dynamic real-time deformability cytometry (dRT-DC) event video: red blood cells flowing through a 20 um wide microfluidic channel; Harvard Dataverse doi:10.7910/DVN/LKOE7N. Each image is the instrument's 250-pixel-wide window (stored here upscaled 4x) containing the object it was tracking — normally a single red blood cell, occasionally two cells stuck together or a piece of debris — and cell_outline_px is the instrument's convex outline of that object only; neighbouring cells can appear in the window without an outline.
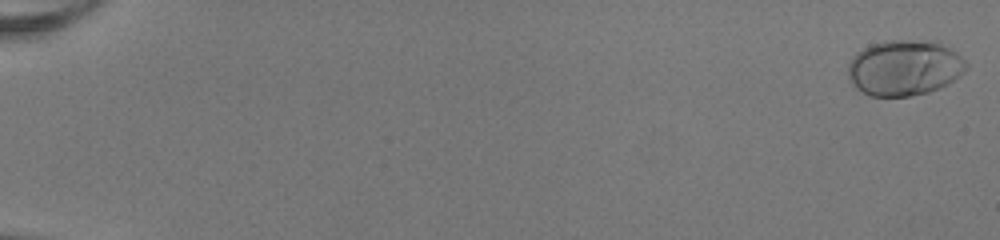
{"species": "human", "species_latin": "Homo sapiens", "temperature_condition": "room temperature", "stored_images_in_passage": 52, "camera_frame_rate_fps": 3000, "um_per_image_px": 0.085, "donor": {"sex": "female"}, "frame": {"image": 1, "passage_image": 1, "time_ms": 0.0, "image_size_px": [1000, 240], "cell_outline_px": [[968, 68], [960, 76], [948, 84], [940, 88], [928, 92], [908, 96], [868, 96], [856, 88], [852, 84], [848, 76], [848, 64], [852, 56], [856, 52], [868, 44], [884, 40], [940, 40], [952, 48], [968, 64]], "centroid_in_image_um": [76.88, 5.73], "position_along_channel_um": 8.1, "area_um2": 39.19}}
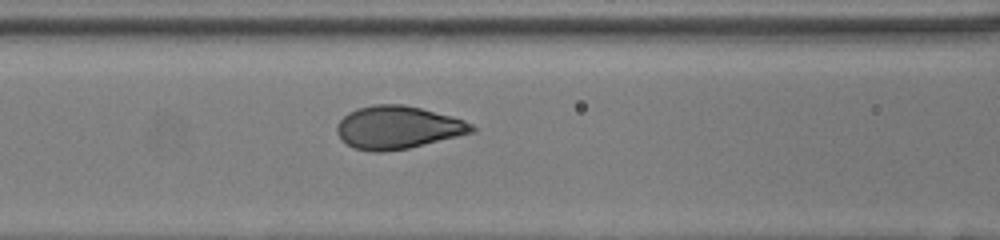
{"frame": {"image": 2, "passage_image": 25, "time_ms": 8.0, "image_size_px": [1000, 240], "cell_outline_px": [[476, 132], [408, 148], [384, 152], [372, 152], [352, 148], [340, 140], [336, 132], [336, 124], [348, 112], [356, 108], [372, 104], [404, 104], [452, 116], [464, 120], [472, 124], [476, 128]], "centroid_in_image_um": [33.78, 10.84], "position_along_channel_um": 132.8, "area_um2": 34.1}}
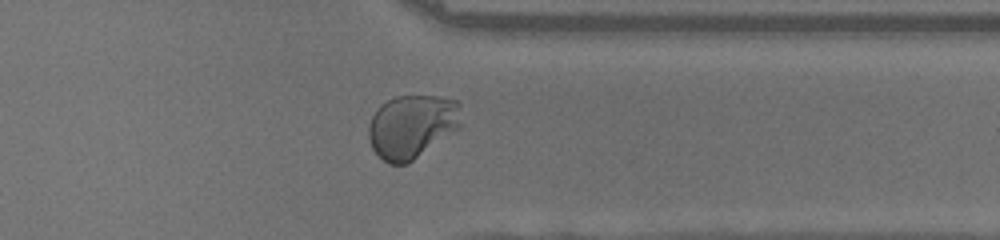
{"frame": {"image": 3, "passage_image": 43, "time_ms": 14.0, "image_size_px": [1000, 240], "cell_outline_px": [[460, 128], [408, 164], [388, 164], [372, 148], [368, 136], [368, 128], [372, 116], [380, 104], [396, 96], [436, 96], [460, 100]], "centroid_in_image_um": [35.02, 10.74], "position_along_channel_um": 376.4, "area_um2": 34.51}, "authors_computed_cell_mechanics": {"area_um2": 34.0153, "velocity_mm_per_s": 4.065, "shape_relaxation_time_tau1_ms": 2.7225, "shape_relaxation_time_tau2_ms": null, "deformation_change_tau1": 0.1702, "deformation_change_tau2": null}}